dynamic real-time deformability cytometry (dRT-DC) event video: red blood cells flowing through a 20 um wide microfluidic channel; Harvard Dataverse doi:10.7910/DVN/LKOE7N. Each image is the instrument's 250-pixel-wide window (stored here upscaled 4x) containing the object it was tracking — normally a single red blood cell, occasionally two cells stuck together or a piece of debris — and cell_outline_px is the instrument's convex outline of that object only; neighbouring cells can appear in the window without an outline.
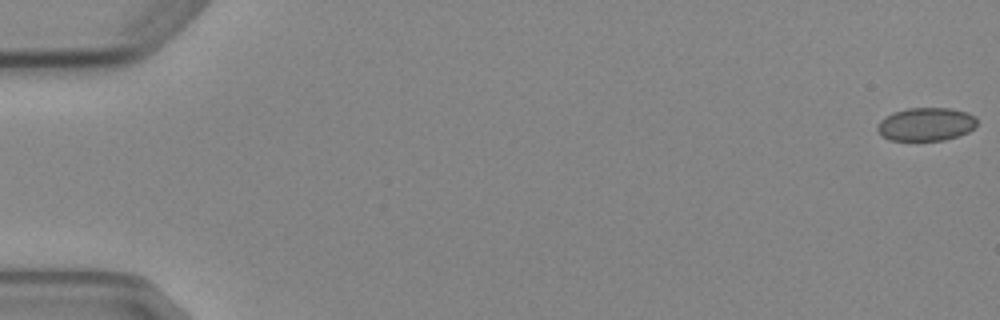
{"species": "Egyptian fruit bat (a non-hibernating species)", "species_latin": "Rousettus aegyptiacus", "temperature_condition": "cold", "stored_images_in_passage": 5, "camera_frame_rate_fps": 3000, "um_per_image_px": 0.085, "animal": {"sex": "female"}, "frame": {"image": 1, "passage_image": 1, "time_ms": 0.0, "image_size_px": [1000, 320], "cell_outline_px": [[976, 124], [968, 132], [944, 140], [892, 140], [884, 136], [876, 128], [880, 120], [884, 116], [892, 112], [908, 108], [952, 108], [968, 112], [976, 116]], "centroid_in_image_um": [78.71, 10.54], "position_along_channel_um": 6.3, "area_um2": 19.25}}